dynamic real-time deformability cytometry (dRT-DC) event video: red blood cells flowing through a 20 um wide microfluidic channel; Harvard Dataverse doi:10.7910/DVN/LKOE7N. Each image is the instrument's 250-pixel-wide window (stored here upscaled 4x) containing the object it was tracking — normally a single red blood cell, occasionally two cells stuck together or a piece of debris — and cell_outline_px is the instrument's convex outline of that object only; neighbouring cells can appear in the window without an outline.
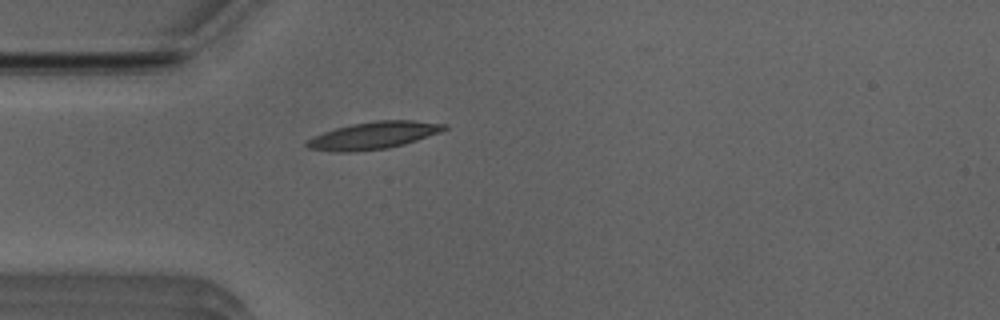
{"species": "Egyptian fruit bat (a non-hibernating species)", "species_latin": "Rousettus aegyptiacus", "temperature_condition": "room temperature", "stored_images_in_passage": 39, "camera_frame_rate_fps": 3000, "um_per_image_px": 0.085, "animal": {"sex": "male"}, "frame": {"image": 1, "passage_image": 2, "time_ms": 0.333, "image_size_px": [1000, 320], "cell_outline_px": [[448, 128], [440, 132], [404, 144], [388, 148], [356, 152], [340, 152], [308, 148], [304, 144], [304, 140], [312, 136], [336, 128], [352, 124], [376, 120], [412, 120], [448, 124]], "centroid_in_image_um": [31.72, 11.51], "position_along_channel_um": 53.3, "area_um2": 21.91}}
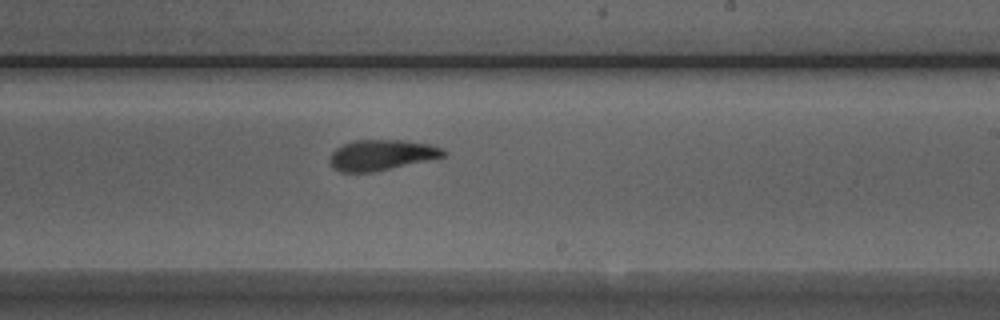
{"frame": {"image": 2, "passage_image": 18, "time_ms": 5.667, "image_size_px": [1000, 320], "cell_outline_px": [[448, 156], [436, 160], [372, 172], [340, 172], [332, 168], [328, 160], [328, 156], [336, 148], [352, 140], [404, 140], [428, 144], [444, 148], [448, 152]], "centroid_in_image_um": [32.49, 13.19], "position_along_channel_um": 256.5, "area_um2": 20.92}}
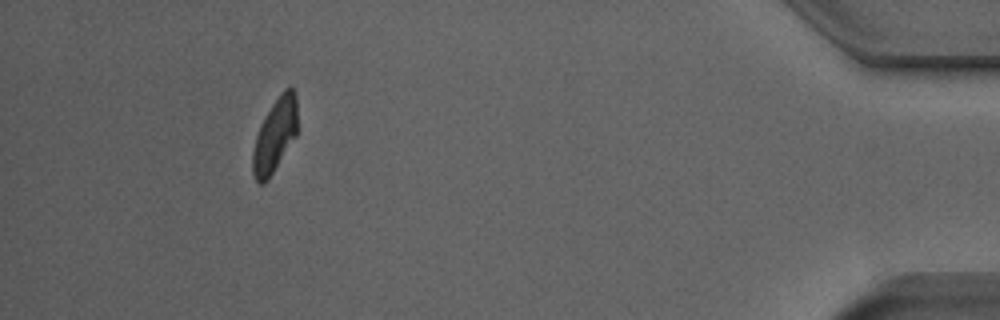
{"frame": {"image": 3, "passage_image": 35, "time_ms": 11.333, "image_size_px": [1000, 320], "cell_outline_px": [[296, 136], [264, 184], [260, 184], [256, 180], [252, 172], [252, 152], [256, 136], [260, 124], [264, 116], [280, 92], [288, 84], [292, 88], [296, 96]], "centroid_in_image_um": [23.34, 11.46], "position_along_channel_um": 411.9, "area_um2": 19.02}, "authors_computed_cell_mechanics": {"area_um2": 20.23, "velocity_mm_per_s": 3.9314, "shape_relaxation_time_tau1_ms": 3.9657, "shape_relaxation_time_tau2_ms": 3.2541, "deformation_change_tau1": 0.1809, "deformation_change_tau2": 0.0843}}